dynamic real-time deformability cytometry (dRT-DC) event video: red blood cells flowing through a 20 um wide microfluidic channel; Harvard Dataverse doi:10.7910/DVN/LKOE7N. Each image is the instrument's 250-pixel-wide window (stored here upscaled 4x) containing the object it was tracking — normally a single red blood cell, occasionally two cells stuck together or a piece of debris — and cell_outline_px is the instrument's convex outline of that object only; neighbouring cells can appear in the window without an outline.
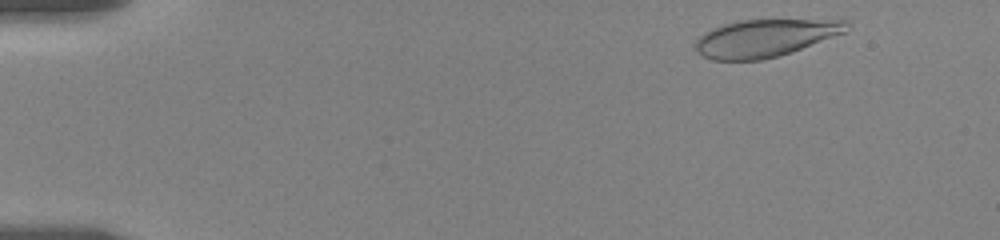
{"species": "human", "species_latin": "Homo sapiens", "temperature_condition": "room temperature", "stored_images_in_passage": 24, "camera_frame_rate_fps": 3000, "um_per_image_px": 0.085, "donor": {"sex": "female"}, "frame": {"image": 1, "passage_image": 4, "time_ms": 0.667, "image_size_px": [1000, 240], "cell_outline_px": [[848, 32], [792, 52], [760, 60], [712, 60], [696, 52], [696, 40], [704, 32], [712, 28], [724, 24], [740, 20], [848, 20]], "centroid_in_image_um": [65.05, 3.23], "position_along_channel_um": 19.9, "area_um2": 33.0}}
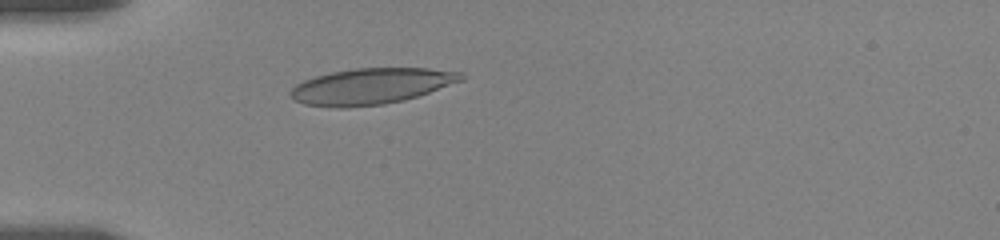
{"frame": {"image": 2, "passage_image": 18, "time_ms": 4.333, "image_size_px": [1000, 240], "cell_outline_px": [[468, 76], [464, 80], [404, 100], [384, 104], [348, 108], [336, 108], [304, 104], [288, 96], [288, 92], [296, 84], [304, 80], [316, 76], [332, 72], [356, 68], [428, 68], [464, 72]], "centroid_in_image_um": [31.56, 7.33], "position_along_channel_um": 53.4, "area_um2": 36.01}}
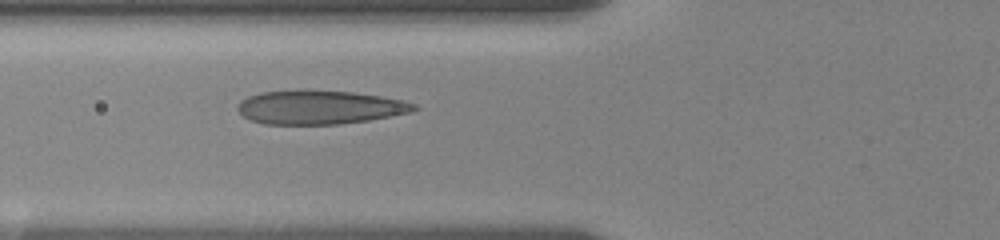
{"frame": {"image": 3, "passage_image": 23, "time_ms": 6.0, "image_size_px": [1000, 240], "cell_outline_px": [[420, 108], [412, 112], [368, 120], [340, 124], [264, 124], [252, 120], [244, 116], [236, 108], [240, 100], [248, 96], [260, 92], [300, 88], [352, 92], [380, 96], [404, 100], [416, 104]], "centroid_in_image_um": [27.16, 9.09], "position_along_channel_um": 98.6, "area_um2": 35.32}}